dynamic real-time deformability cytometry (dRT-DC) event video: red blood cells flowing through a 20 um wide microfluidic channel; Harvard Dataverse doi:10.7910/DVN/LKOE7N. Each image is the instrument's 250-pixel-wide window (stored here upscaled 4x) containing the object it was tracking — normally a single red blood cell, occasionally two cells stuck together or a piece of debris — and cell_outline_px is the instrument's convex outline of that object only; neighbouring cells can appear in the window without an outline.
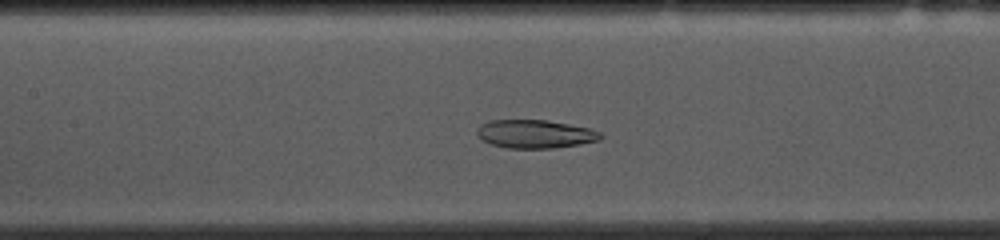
{"species": "common noctule bat (a hibernating species)", "species_latin": "Nyctalus noctula", "temperature_condition": "cold", "stored_images_in_passage": 46, "camera_frame_rate_fps": 3000, "um_per_image_px": 0.085, "animal": {"sex": "female", "body_mass_g": 10.0, "forearm_length_mm": 53.1}, "frame": {"image": 1, "passage_image": 16, "time_ms": 5.0, "image_size_px": [1000, 240], "cell_outline_px": [[604, 136], [600, 140], [580, 144], [552, 148], [508, 148], [492, 144], [480, 140], [476, 132], [480, 124], [492, 120], [548, 120], [588, 128], [604, 132]], "centroid_in_image_um": [45.5, 11.39], "position_along_channel_um": 161.9, "area_um2": 20.52}}
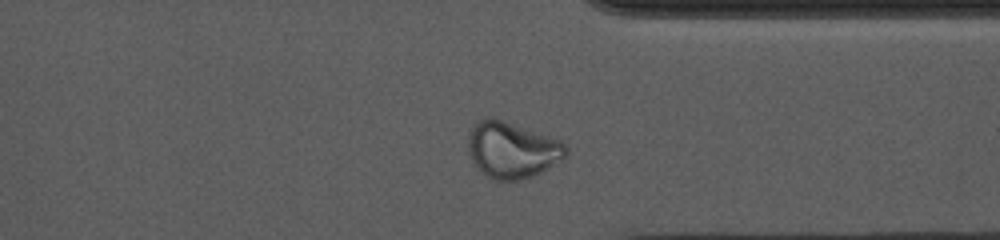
{"frame": {"image": 2, "passage_image": 33, "time_ms": 10.667, "image_size_px": [1000, 240], "cell_outline_px": [[568, 152], [564, 156], [548, 168], [532, 176], [520, 180], [496, 180], [480, 172], [472, 160], [468, 152], [468, 128], [476, 120], [500, 120], [560, 140], [568, 148]], "centroid_in_image_um": [43.47, 12.76], "position_along_channel_um": 367.9, "area_um2": 31.5}}
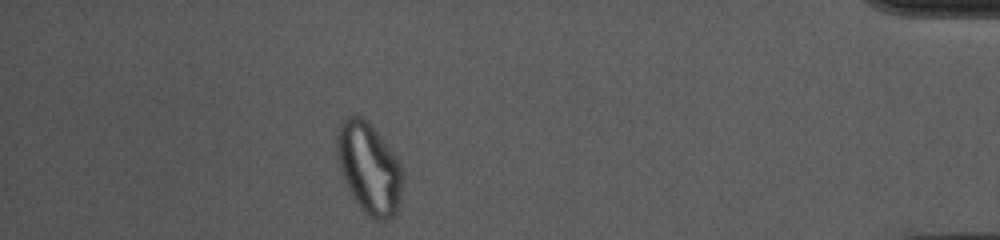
{"frame": {"image": 3, "passage_image": 40, "time_ms": 13.0, "image_size_px": [1000, 240], "cell_outline_px": [[404, 180], [400, 208], [388, 220], [376, 220], [368, 216], [360, 208], [352, 196], [340, 172], [336, 160], [336, 124], [340, 120], [348, 116], [360, 116], [368, 120], [372, 124], [396, 156], [400, 164], [404, 176]], "centroid_in_image_um": [31.36, 14.27], "position_along_channel_um": 403.8, "area_um2": 35.95}, "authors_computed_cell_mechanics": {"area_um2": 26.2701, "velocity_mm_per_s": 3.6889, "shape_relaxation_time_tau1_ms": null, "shape_relaxation_time_tau2_ms": 2.1479, "deformation_change_tau1": null, "deformation_change_tau2": 0.0769}}